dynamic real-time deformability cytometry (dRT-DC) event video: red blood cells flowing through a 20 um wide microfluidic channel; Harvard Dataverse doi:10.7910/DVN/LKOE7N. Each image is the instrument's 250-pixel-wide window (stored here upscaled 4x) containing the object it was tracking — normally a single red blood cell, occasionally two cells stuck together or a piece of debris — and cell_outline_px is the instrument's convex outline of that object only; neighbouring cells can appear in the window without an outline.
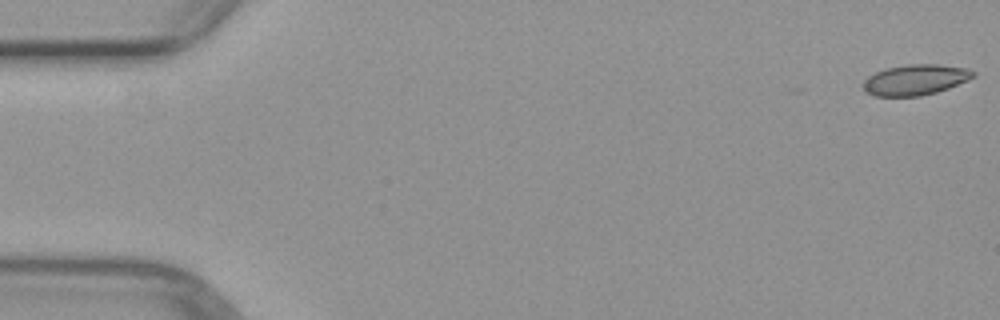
{"species": "common noctule bat (a hibernating species)", "species_latin": "Nyctalus noctula", "temperature_condition": "warm", "stored_images_in_passage": 5, "camera_frame_rate_fps": 3000, "um_per_image_px": 0.085, "animal": {"sex": "female", "body_mass_g": 29.2, "forearm_length_mm": 56.3}, "frame": {"image": 1, "passage_image": 1, "time_ms": 0.0, "image_size_px": [1000, 320], "cell_outline_px": [[976, 76], [968, 80], [948, 88], [936, 92], [920, 96], [872, 96], [864, 88], [864, 80], [868, 76], [876, 72], [888, 68], [908, 64], [936, 64], [968, 68], [976, 72]], "centroid_in_image_um": [77.84, 6.78], "position_along_channel_um": 7.2, "area_um2": 19.54}}
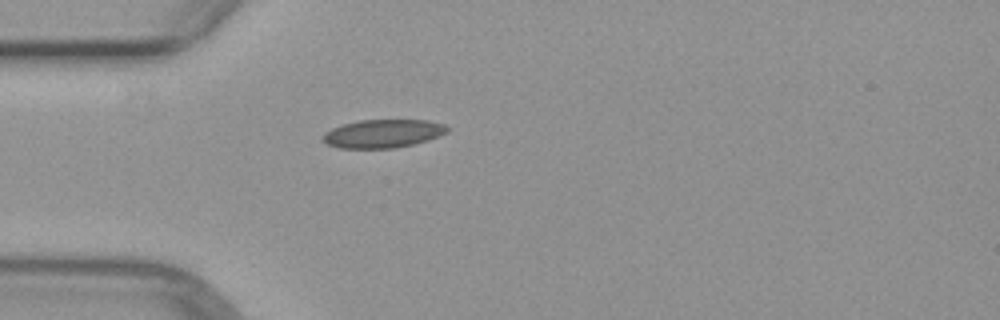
{"frame": {"image": 2, "passage_image": 5, "time_ms": 4.667, "image_size_px": [1000, 320], "cell_outline_px": [[448, 132], [428, 140], [396, 148], [340, 148], [328, 144], [320, 140], [324, 132], [332, 128], [344, 124], [360, 120], [428, 120], [444, 124], [448, 128]], "centroid_in_image_um": [32.53, 11.35], "position_along_channel_um": 52.5, "area_um2": 20.52}}